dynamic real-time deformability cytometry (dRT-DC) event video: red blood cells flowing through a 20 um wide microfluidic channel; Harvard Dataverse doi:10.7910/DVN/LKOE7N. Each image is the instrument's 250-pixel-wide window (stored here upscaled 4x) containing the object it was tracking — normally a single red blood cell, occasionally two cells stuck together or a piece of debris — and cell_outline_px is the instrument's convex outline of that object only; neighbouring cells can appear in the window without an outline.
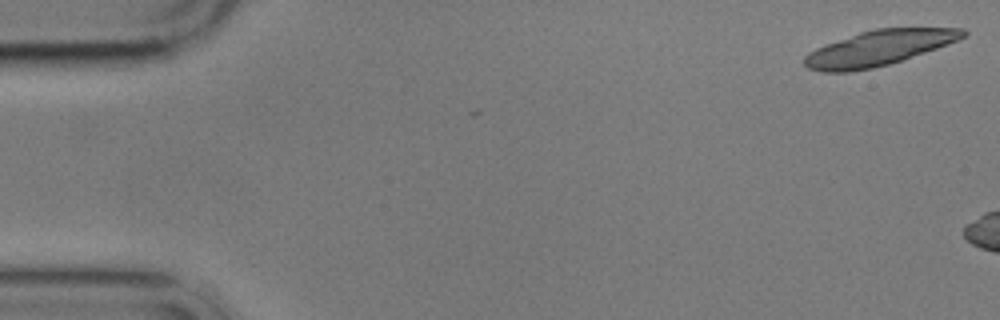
{"species": "common noctule bat (a hibernating species)", "species_latin": "Nyctalus noctula", "temperature_condition": "cold", "stored_images_in_passage": 3, "camera_frame_rate_fps": 3000, "um_per_image_px": 0.085, "animal": {"sex": "male", "body_mass_g": 17.9}, "frame": {"image": 1, "passage_image": 1, "time_ms": 0.0, "image_size_px": [1000, 320], "cell_outline_px": [[968, 32], [964, 36], [948, 44], [888, 64], [872, 68], [848, 72], [824, 72], [808, 68], [804, 64], [804, 56], [816, 48], [824, 44], [860, 32], [876, 28], [964, 28]], "centroid_in_image_um": [74.65, 4.08], "position_along_channel_um": 10.3, "area_um2": 32.08}}